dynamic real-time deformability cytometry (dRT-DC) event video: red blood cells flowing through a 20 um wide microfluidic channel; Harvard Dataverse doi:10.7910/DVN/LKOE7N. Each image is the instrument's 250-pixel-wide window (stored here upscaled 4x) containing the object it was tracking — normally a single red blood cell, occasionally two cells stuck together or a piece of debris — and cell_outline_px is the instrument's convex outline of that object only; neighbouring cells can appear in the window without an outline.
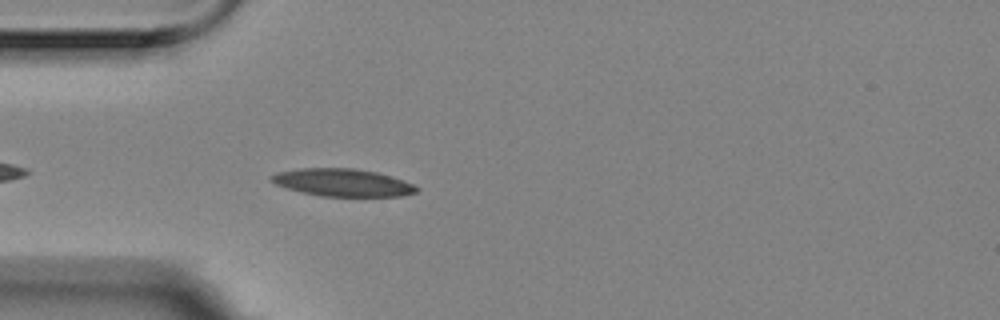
{"species": "Egyptian fruit bat (a non-hibernating species)", "species_latin": "Rousettus aegyptiacus", "temperature_condition": "room temperature", "stored_images_in_passage": 45, "camera_frame_rate_fps": 3000, "um_per_image_px": 0.085, "animal": {"sex": "female"}, "frame": {"image": 1, "passage_image": 4, "time_ms": 1.0, "image_size_px": [1000, 320], "cell_outline_px": [[420, 188], [416, 192], [400, 196], [320, 196], [288, 188], [276, 184], [268, 180], [268, 176], [276, 172], [300, 168], [356, 168], [376, 172], [392, 176], [404, 180]], "centroid_in_image_um": [29.1, 15.5], "position_along_channel_um": 55.9, "area_um2": 23.35}}
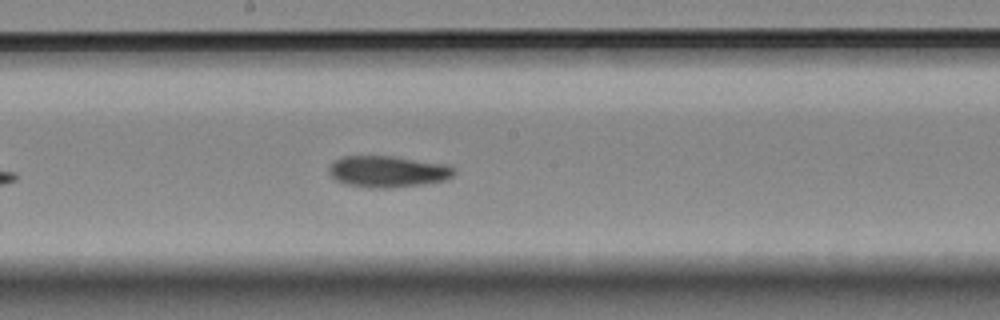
{"frame": {"image": 2, "passage_image": 18, "time_ms": 5.667, "image_size_px": [1000, 320], "cell_outline_px": [[456, 172], [452, 176], [444, 180], [420, 184], [388, 188], [368, 188], [344, 184], [336, 180], [328, 172], [328, 168], [332, 160], [340, 156], [396, 156], [448, 164]], "centroid_in_image_um": [32.9, 14.56], "position_along_channel_um": 215.3, "area_um2": 23.18}}
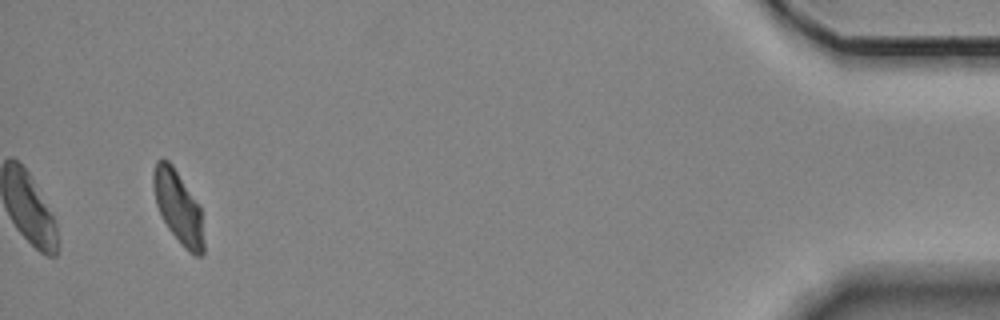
{"frame": {"image": 3, "passage_image": 42, "time_ms": 13.667, "image_size_px": [1000, 320], "cell_outline_px": [[204, 252], [200, 256], [196, 256], [188, 252], [184, 248], [168, 228], [156, 204], [152, 188], [152, 172], [156, 160], [168, 160], [172, 164], [200, 204], [204, 244]], "centroid_in_image_um": [15.15, 17.59], "position_along_channel_um": 420.1, "area_um2": 21.5}}